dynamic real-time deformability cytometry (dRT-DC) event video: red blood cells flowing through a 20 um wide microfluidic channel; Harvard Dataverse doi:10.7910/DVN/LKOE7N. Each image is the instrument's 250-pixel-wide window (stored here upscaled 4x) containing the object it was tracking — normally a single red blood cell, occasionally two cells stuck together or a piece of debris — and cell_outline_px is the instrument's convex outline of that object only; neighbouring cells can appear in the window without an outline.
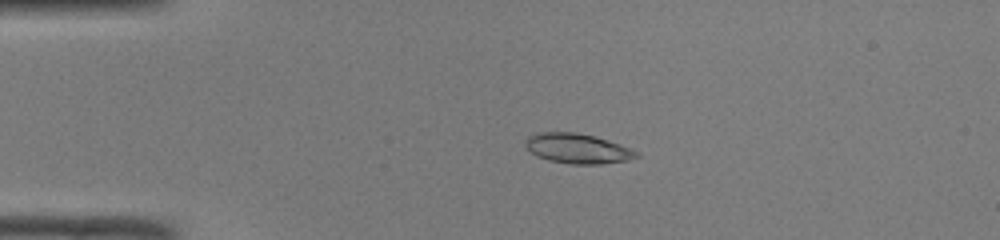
{"species": "common noctule bat (a hibernating species)", "species_latin": "Nyctalus noctula", "temperature_condition": "room temperature", "stored_images_in_passage": 41, "camera_frame_rate_fps": 3000, "um_per_image_px": 0.085, "animal": {"sex": "male", "body_mass_g": 19.0, "forearm_length_mm": 50.8}, "frame": {"image": 1, "passage_image": 3, "time_ms": 0.667, "image_size_px": [1000, 240], "cell_outline_px": [[640, 156], [628, 160], [600, 164], [568, 164], [548, 160], [532, 152], [524, 144], [524, 140], [528, 136], [540, 132], [576, 132], [608, 140], [632, 148], [640, 152]], "centroid_in_image_um": [49.13, 12.62], "position_along_channel_um": 35.9, "area_um2": 19.36}}
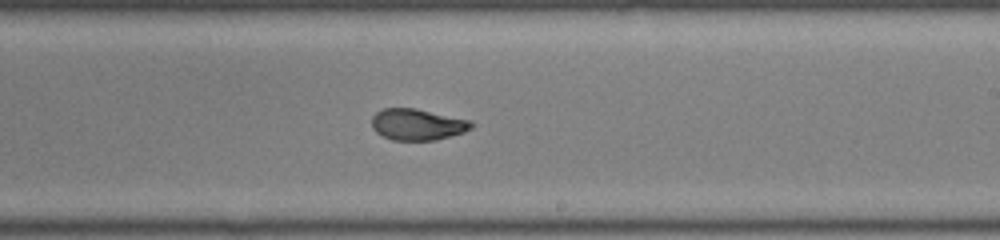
{"frame": {"image": 2, "passage_image": 22, "time_ms": 7.0, "image_size_px": [1000, 240], "cell_outline_px": [[476, 124], [472, 128], [464, 132], [436, 140], [392, 140], [376, 132], [372, 128], [372, 116], [376, 112], [384, 108], [416, 108], [472, 120]], "centroid_in_image_um": [35.51, 10.57], "position_along_channel_um": 253.5, "area_um2": 18.38}}
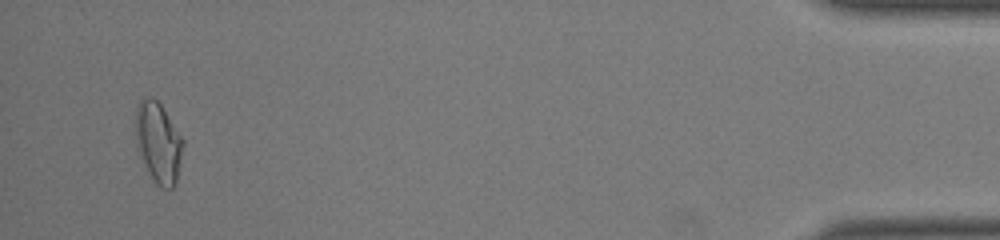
{"frame": {"image": 3, "passage_image": 40, "time_ms": 13.0, "image_size_px": [1000, 240], "cell_outline_px": [[184, 144], [176, 184], [172, 188], [164, 188], [156, 184], [136, 148], [136, 108], [140, 96], [152, 96], [160, 104], [184, 140]], "centroid_in_image_um": [13.45, 12.08], "position_along_channel_um": 421.7, "area_um2": 22.25}, "authors_computed_cell_mechanics": {"area_um2": 18.9006, "velocity_mm_per_s": 4.0707, "shape_relaxation_time_tau1_ms": null, "shape_relaxation_time_tau2_ms": 1.2801, "deformation_change_tau1": null, "deformation_change_tau2": 0.0553}}